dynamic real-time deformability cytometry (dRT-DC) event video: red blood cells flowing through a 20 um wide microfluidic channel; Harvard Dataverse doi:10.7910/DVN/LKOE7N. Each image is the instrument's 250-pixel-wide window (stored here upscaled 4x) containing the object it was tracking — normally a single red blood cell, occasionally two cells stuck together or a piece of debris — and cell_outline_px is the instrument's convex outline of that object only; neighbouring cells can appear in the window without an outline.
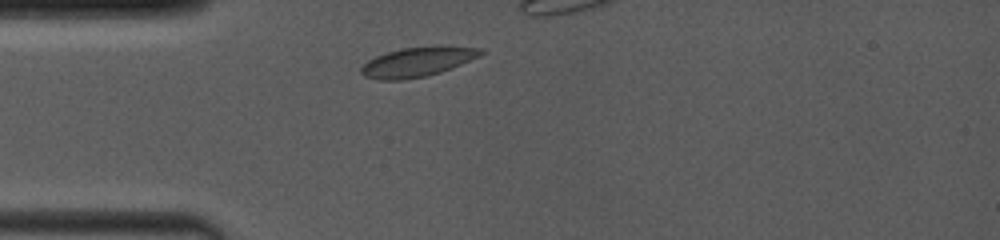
{"species": "common noctule bat (a hibernating species)", "species_latin": "Nyctalus noctula", "temperature_condition": "room temperature", "stored_images_in_passage": 24, "camera_frame_rate_fps": 4000, "um_per_image_px": 0.085, "animal": {"sex": "female", "body_mass_g": 19.0, "forearm_length_mm": 53.3}, "frame": {"image": 1, "passage_image": 2, "time_ms": 0.75, "image_size_px": [1000, 240], "cell_outline_px": [[484, 52], [480, 56], [452, 68], [440, 72], [424, 76], [404, 80], [380, 80], [364, 76], [360, 72], [360, 68], [368, 60], [376, 56], [388, 52], [404, 48], [440, 44], [480, 48]], "centroid_in_image_um": [35.51, 5.24], "position_along_channel_um": 49.5, "area_um2": 20.81}}
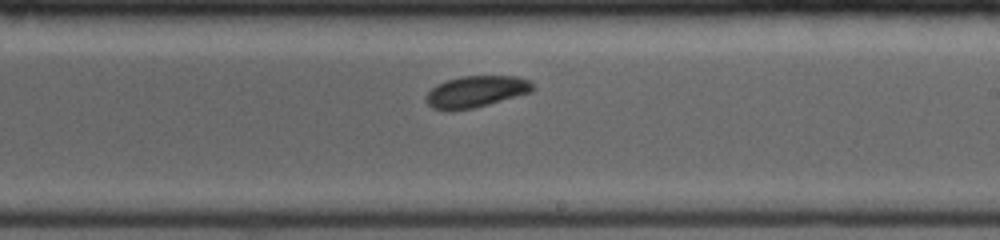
{"frame": {"image": 2, "passage_image": 13, "time_ms": 6.0, "image_size_px": [1000, 240], "cell_outline_px": [[536, 88], [532, 92], [488, 104], [472, 108], [448, 112], [432, 108], [424, 100], [428, 92], [436, 84], [448, 80], [464, 76], [516, 76], [528, 80]], "centroid_in_image_um": [40.44, 7.8], "position_along_channel_um": 248.6, "area_um2": 19.65}}
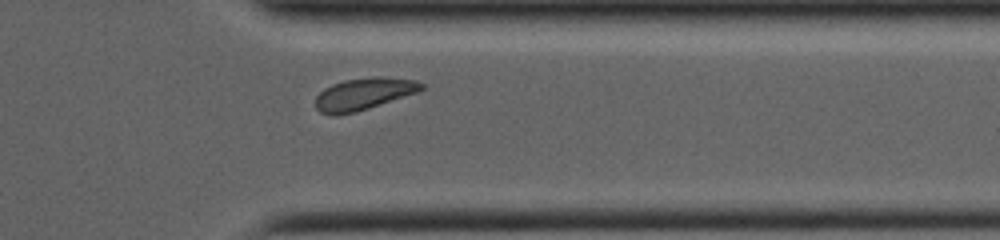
{"frame": {"image": 3, "passage_image": 23, "time_ms": 9.25, "image_size_px": [1000, 240], "cell_outline_px": [[424, 88], [416, 92], [356, 112], [336, 116], [332, 116], [320, 112], [316, 108], [316, 96], [324, 88], [332, 84], [344, 80], [372, 76], [380, 76], [416, 80], [424, 84]], "centroid_in_image_um": [30.88, 7.98], "position_along_channel_um": 380.5, "area_um2": 19.71}}